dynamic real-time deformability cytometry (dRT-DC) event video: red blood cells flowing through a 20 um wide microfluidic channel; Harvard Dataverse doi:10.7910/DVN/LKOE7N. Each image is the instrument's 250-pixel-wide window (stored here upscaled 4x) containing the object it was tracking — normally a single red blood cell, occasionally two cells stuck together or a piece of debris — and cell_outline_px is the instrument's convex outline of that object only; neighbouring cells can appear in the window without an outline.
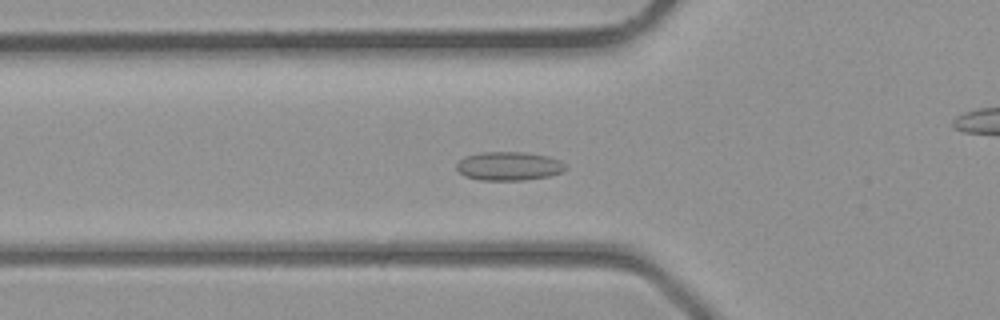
{"species": "common noctule bat (a hibernating species)", "species_latin": "Nyctalus noctula", "temperature_condition": "room temperature", "stored_images_in_passage": 36, "camera_frame_rate_fps": 3000, "um_per_image_px": 0.085, "animal": {"sex": "male", "body_mass_g": 23.1, "forearm_length_mm": 52.7}, "frame": {"image": 1, "passage_image": 10, "time_ms": 3.0, "image_size_px": [1000, 320], "cell_outline_px": [[568, 168], [560, 172], [548, 176], [524, 180], [480, 180], [464, 176], [456, 168], [456, 164], [464, 156], [484, 152], [524, 152], [548, 156], [560, 160]], "centroid_in_image_um": [43.24, 14.11], "position_along_channel_um": 82.6, "area_um2": 18.21}}
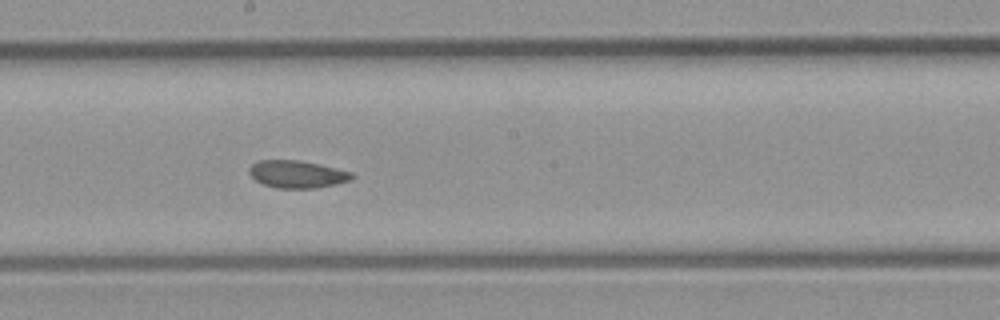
{"frame": {"image": 2, "passage_image": 18, "time_ms": 5.667, "image_size_px": [1000, 320], "cell_outline_px": [[356, 176], [352, 180], [316, 188], [276, 188], [264, 184], [256, 180], [248, 172], [248, 168], [252, 164], [260, 160], [300, 160], [352, 172]], "centroid_in_image_um": [25.26, 14.81], "position_along_channel_um": 222.9, "area_um2": 16.36}}
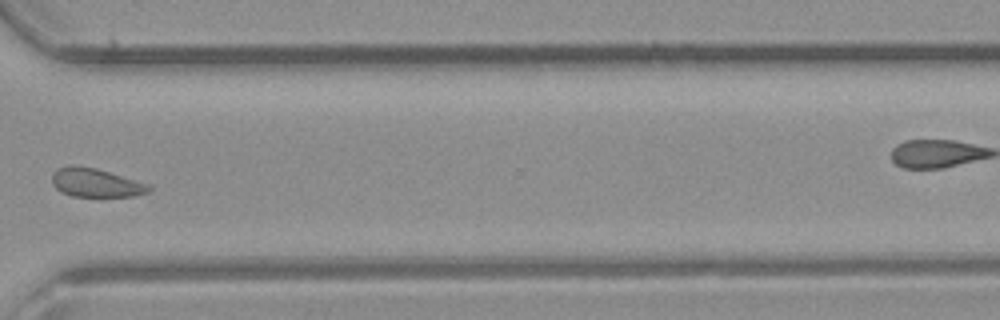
{"frame": {"image": 3, "passage_image": 26, "time_ms": 8.333, "image_size_px": [1000, 320], "cell_outline_px": [[152, 188], [148, 192], [136, 196], [72, 196], [60, 192], [52, 184], [52, 172], [56, 168], [68, 164], [76, 164], [96, 168], [152, 184]], "centroid_in_image_um": [8.13, 15.51], "position_along_channel_um": 362.5, "area_um2": 16.65}}